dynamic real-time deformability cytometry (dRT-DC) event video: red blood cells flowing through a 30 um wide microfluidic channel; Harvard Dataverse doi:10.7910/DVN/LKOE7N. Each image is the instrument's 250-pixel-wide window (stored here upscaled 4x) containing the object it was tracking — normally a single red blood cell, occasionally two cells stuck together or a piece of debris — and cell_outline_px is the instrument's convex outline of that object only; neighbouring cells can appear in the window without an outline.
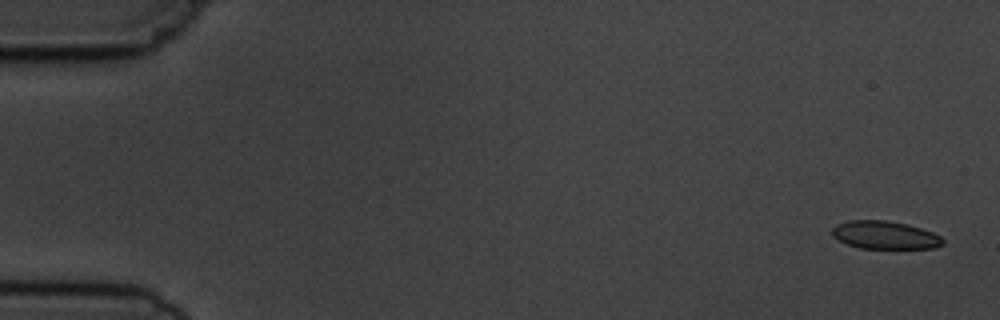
{"species": "common noctule bat (a hibernating species)", "species_latin": "Nyctalus noctula", "temperature_condition": "cold", "stored_images_in_passage": 8, "camera_frame_rate_fps": 3000, "um_per_image_px": 0.085, "animal": {"sex": "male", "body_mass_g": 19.5, "forearm_length_mm": 54.6}, "frame": {"image": 1, "passage_image": 1, "time_ms": 0.0, "image_size_px": [1000, 320], "cell_outline_px": [[944, 244], [936, 248], [860, 248], [848, 244], [832, 236], [832, 228], [836, 224], [848, 220], [884, 220], [908, 224], [932, 232], [940, 236], [944, 240]], "centroid_in_image_um": [75.22, 19.97], "position_along_channel_um": 9.8, "area_um2": 18.03}}
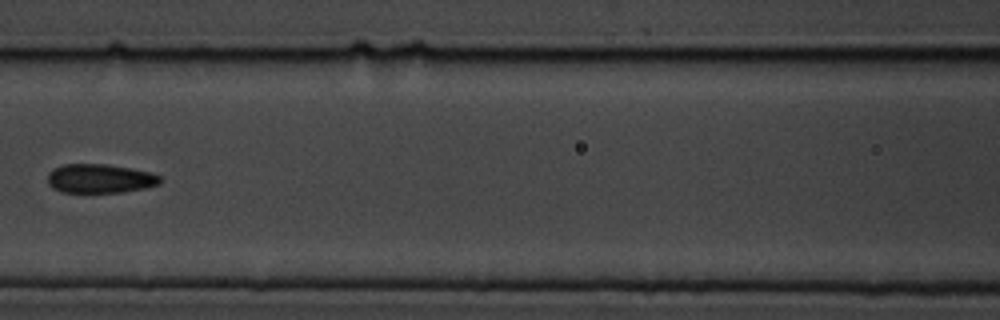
{"frame": {"image": 2, "passage_image": 7, "time_ms": 7.667, "image_size_px": [1000, 320], "cell_outline_px": [[160, 184], [144, 188], [124, 192], [60, 192], [52, 188], [48, 184], [48, 172], [52, 168], [64, 164], [108, 164], [132, 168], [152, 172], [160, 176]], "centroid_in_image_um": [8.48, 15.17], "position_along_channel_um": 158.1, "area_um2": 19.25}}
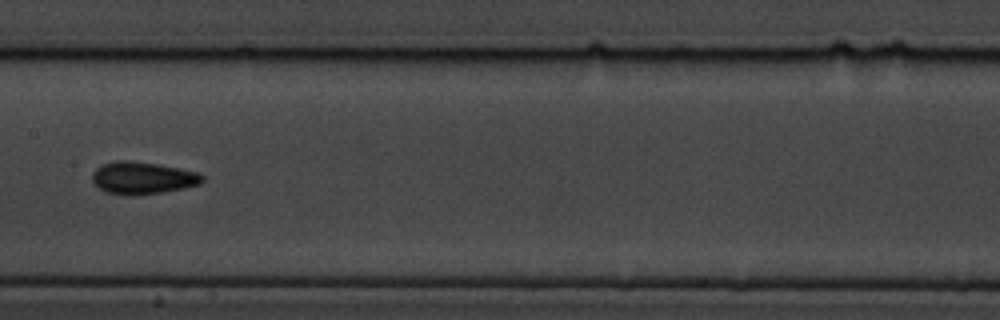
{"frame": {"image": 3, "passage_image": 8, "time_ms": 8.667, "image_size_px": [1000, 320], "cell_outline_px": [[204, 180], [200, 184], [184, 188], [160, 192], [108, 192], [100, 188], [92, 180], [92, 172], [100, 164], [116, 160], [128, 160], [156, 164], [180, 168], [196, 172], [204, 176]], "centroid_in_image_um": [12.14, 15.06], "position_along_channel_um": 195.3, "area_um2": 19.88}}